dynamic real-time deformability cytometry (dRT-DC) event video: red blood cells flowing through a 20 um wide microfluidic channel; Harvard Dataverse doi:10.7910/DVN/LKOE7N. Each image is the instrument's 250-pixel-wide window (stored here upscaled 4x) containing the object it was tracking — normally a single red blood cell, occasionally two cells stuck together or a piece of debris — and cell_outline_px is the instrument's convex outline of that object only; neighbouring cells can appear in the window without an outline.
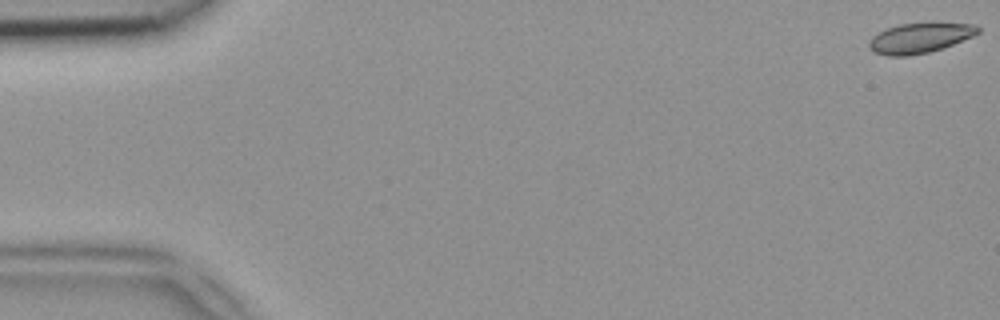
{"species": "common noctule bat (a hibernating species)", "species_latin": "Nyctalus noctula", "temperature_condition": "room temperature", "stored_images_in_passage": 50, "camera_frame_rate_fps": 3000, "um_per_image_px": 0.085, "animal": {"sex": "female", "body_mass_g": 18.4}, "frame": {"image": 1, "passage_image": 1, "time_ms": 0.0, "image_size_px": [1000, 320], "cell_outline_px": [[980, 32], [972, 36], [944, 48], [928, 52], [908, 56], [888, 56], [872, 52], [868, 48], [868, 40], [872, 36], [888, 28], [900, 24], [976, 24], [980, 28]], "centroid_in_image_um": [78.13, 3.26], "position_along_channel_um": 6.9, "area_um2": 18.84}}
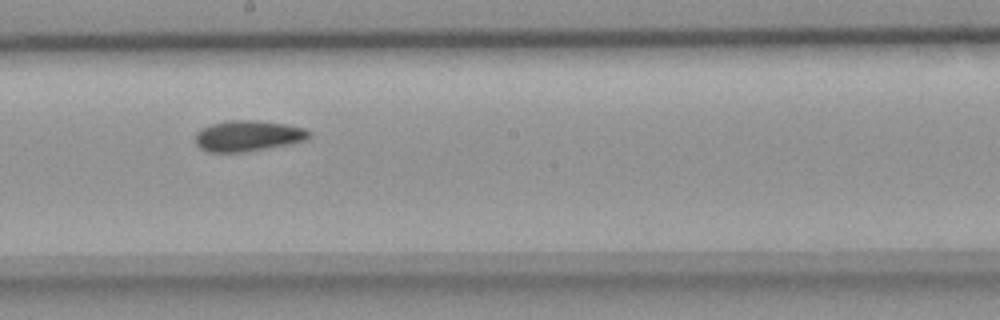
{"frame": {"image": 2, "passage_image": 28, "time_ms": 9.0, "image_size_px": [1000, 320], "cell_outline_px": [[312, 136], [304, 140], [288, 144], [244, 152], [208, 152], [200, 148], [196, 144], [196, 132], [200, 128], [212, 124], [228, 120], [256, 120], [288, 124], [304, 128], [312, 132]], "centroid_in_image_um": [21.08, 11.54], "position_along_channel_um": 227.1, "area_um2": 20.52}}
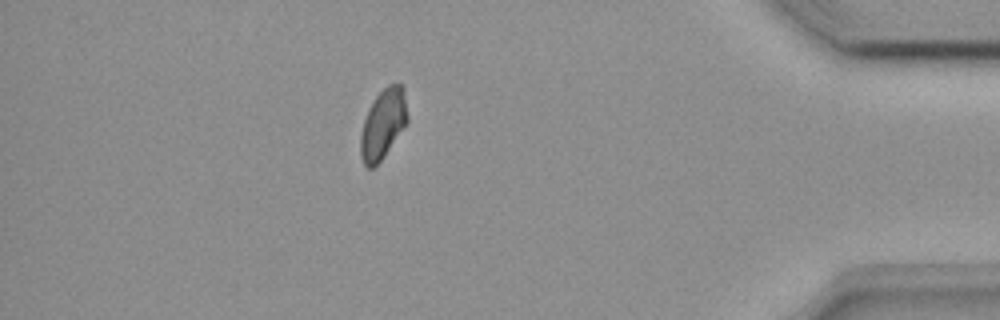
{"frame": {"image": 3, "passage_image": 44, "time_ms": 14.333, "image_size_px": [1000, 320], "cell_outline_px": [[408, 120], [384, 156], [372, 168], [368, 168], [364, 164], [360, 156], [360, 136], [364, 120], [368, 108], [376, 96], [388, 84], [400, 84], [404, 88], [408, 116]], "centroid_in_image_um": [32.55, 10.52], "position_along_channel_um": 402.7, "area_um2": 18.84}}